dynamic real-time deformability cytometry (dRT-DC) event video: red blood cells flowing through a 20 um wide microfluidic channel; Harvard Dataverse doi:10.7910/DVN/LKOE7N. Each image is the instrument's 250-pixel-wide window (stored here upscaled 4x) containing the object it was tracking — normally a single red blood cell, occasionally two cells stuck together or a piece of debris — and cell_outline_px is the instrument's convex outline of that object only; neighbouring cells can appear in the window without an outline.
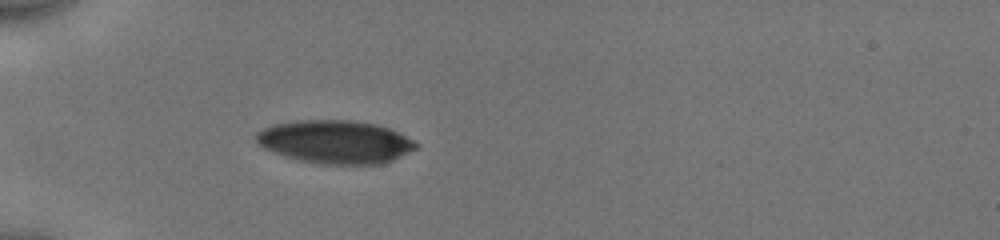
{"species": "human", "species_latin": "Homo sapiens", "temperature_condition": "cold", "stored_images_in_passage": 6, "camera_frame_rate_fps": 3000, "um_per_image_px": 0.085, "donor": {"sex": "male"}, "frame": {"image": 1, "passage_image": 6, "time_ms": 5.667, "image_size_px": [1000, 240], "cell_outline_px": [[420, 144], [416, 148], [384, 164], [320, 164], [296, 160], [284, 156], [264, 148], [256, 140], [256, 132], [272, 124], [296, 120], [352, 120], [376, 124], [388, 128]], "centroid_in_image_um": [28.47, 12.06], "position_along_channel_um": 56.5, "area_um2": 40.17}}